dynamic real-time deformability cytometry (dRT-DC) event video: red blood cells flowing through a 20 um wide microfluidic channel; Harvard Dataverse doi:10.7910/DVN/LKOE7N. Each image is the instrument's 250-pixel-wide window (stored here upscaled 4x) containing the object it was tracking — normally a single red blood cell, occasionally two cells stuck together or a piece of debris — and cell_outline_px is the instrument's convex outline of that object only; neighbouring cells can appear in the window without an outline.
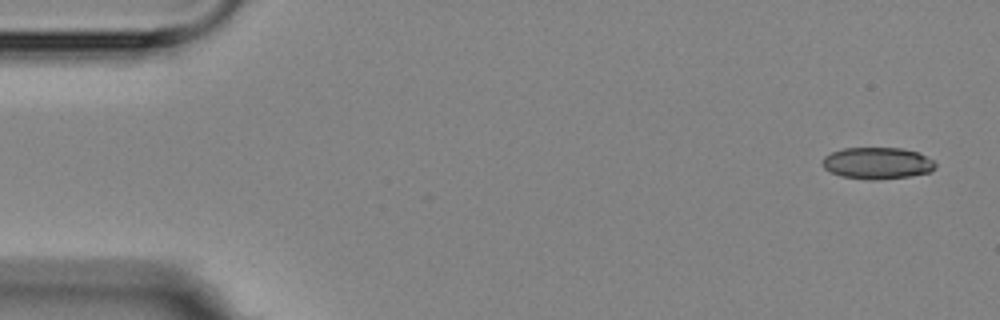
{"species": "Egyptian fruit bat (a non-hibernating species)", "species_latin": "Rousettus aegyptiacus", "temperature_condition": "room temperature", "stored_images_in_passage": 4, "camera_frame_rate_fps": 3000, "um_per_image_px": 0.085, "animal": {"sex": "female"}, "frame": {"image": 1, "passage_image": 1, "time_ms": 0.0, "image_size_px": [1000, 320], "cell_outline_px": [[936, 168], [932, 172], [912, 176], [876, 180], [868, 180], [840, 176], [824, 168], [820, 164], [824, 156], [832, 152], [844, 148], [900, 148], [916, 152], [932, 160], [936, 164]], "centroid_in_image_um": [74.56, 13.88], "position_along_channel_um": 10.4, "area_um2": 20.98}}
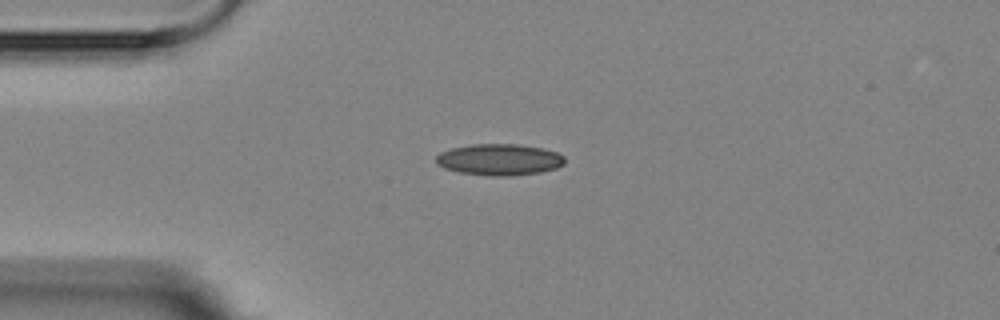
{"frame": {"image": 2, "passage_image": 4, "time_ms": 3.667, "image_size_px": [1000, 320], "cell_outline_px": [[564, 164], [556, 168], [540, 172], [512, 176], [488, 176], [460, 172], [444, 168], [436, 164], [436, 156], [440, 152], [452, 148], [472, 144], [516, 144], [544, 148], [556, 152], [564, 156]], "centroid_in_image_um": [42.44, 13.57], "position_along_channel_um": 42.6, "area_um2": 23.64}}